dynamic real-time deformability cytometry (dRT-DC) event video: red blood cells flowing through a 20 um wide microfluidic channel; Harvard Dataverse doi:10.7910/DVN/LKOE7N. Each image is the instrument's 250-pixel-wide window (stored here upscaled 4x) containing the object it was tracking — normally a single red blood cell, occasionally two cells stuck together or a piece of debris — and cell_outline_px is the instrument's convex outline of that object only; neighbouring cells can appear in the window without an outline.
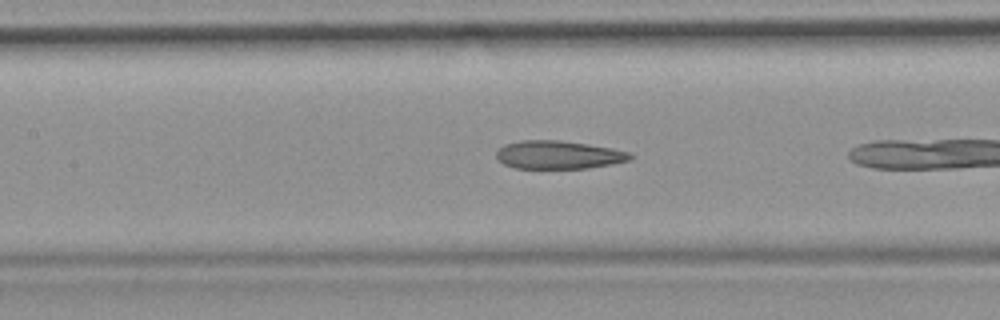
{"species": "common noctule bat (a hibernating species)", "species_latin": "Nyctalus noctula", "temperature_condition": "room temperature", "stored_images_in_passage": 8, "camera_frame_rate_fps": 3000, "um_per_image_px": 0.085, "animal": {"sex": "female", "body_mass_g": 19.9}, "frame": {"image": 1, "passage_image": 7, "time_ms": 2.0, "image_size_px": [1000, 320], "cell_outline_px": [[636, 156], [632, 160], [612, 164], [588, 168], [516, 168], [504, 164], [496, 160], [496, 152], [504, 144], [520, 140], [560, 140], [588, 144], [612, 148], [632, 152]], "centroid_in_image_um": [47.51, 13.16], "position_along_channel_um": 159.9, "area_um2": 22.31}}